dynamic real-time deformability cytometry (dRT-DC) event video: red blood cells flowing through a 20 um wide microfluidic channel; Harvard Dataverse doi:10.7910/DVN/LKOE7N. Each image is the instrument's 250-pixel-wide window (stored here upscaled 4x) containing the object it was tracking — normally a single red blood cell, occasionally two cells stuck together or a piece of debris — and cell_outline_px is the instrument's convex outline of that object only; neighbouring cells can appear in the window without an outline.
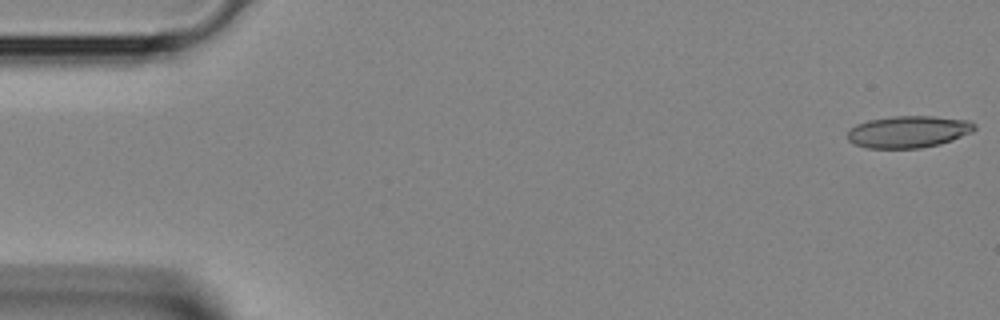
{"species": "Egyptian fruit bat (a non-hibernating species)", "species_latin": "Rousettus aegyptiacus", "temperature_condition": "room temperature", "stored_images_in_passage": 4, "camera_frame_rate_fps": 3000, "um_per_image_px": 0.085, "animal": {"sex": "female"}, "frame": {"image": 1, "passage_image": 1, "time_ms": 0.0, "image_size_px": [1000, 320], "cell_outline_px": [[976, 128], [972, 132], [952, 140], [940, 144], [920, 148], [868, 148], [852, 144], [848, 140], [848, 132], [856, 124], [868, 120], [892, 116], [932, 116], [972, 120], [976, 124]], "centroid_in_image_um": [77.24, 11.19], "position_along_channel_um": 7.8, "area_um2": 23.81}}
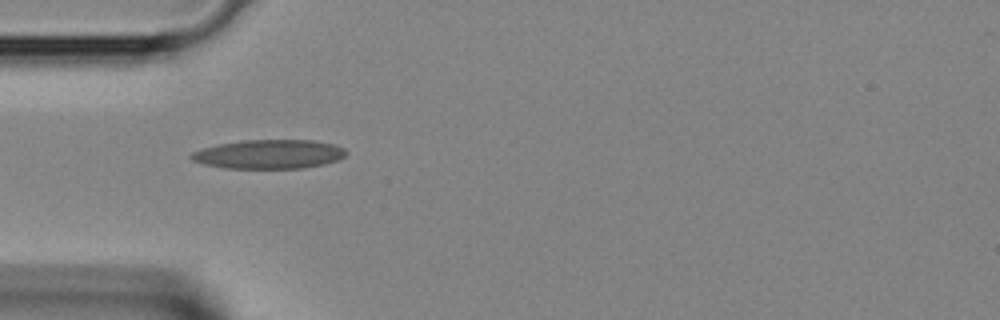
{"frame": {"image": 2, "passage_image": 4, "time_ms": 1.0, "image_size_px": [1000, 320], "cell_outline_px": [[348, 152], [340, 160], [324, 164], [304, 168], [224, 168], [204, 164], [192, 160], [188, 156], [192, 152], [204, 148], [220, 144], [240, 140], [312, 140], [336, 144], [344, 148]], "centroid_in_image_um": [22.91, 13.1], "position_along_channel_um": 62.1, "area_um2": 26.36}}